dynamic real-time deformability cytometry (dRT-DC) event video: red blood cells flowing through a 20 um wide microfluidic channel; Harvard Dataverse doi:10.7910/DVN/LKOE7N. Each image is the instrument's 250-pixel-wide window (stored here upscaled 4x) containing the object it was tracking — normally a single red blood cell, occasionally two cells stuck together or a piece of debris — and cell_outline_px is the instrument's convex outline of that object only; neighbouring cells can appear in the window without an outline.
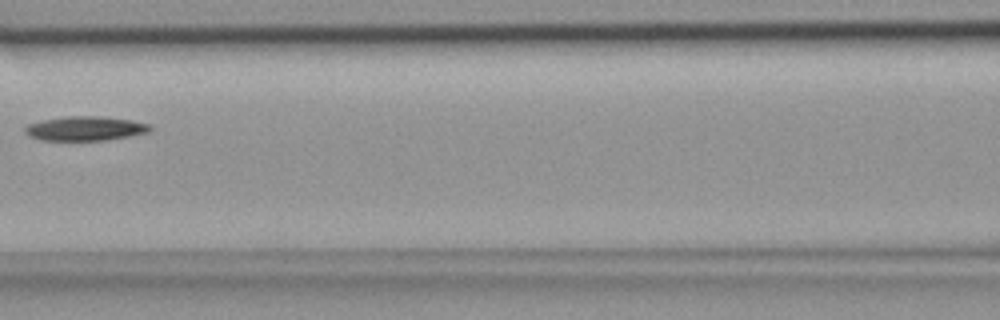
{"species": "common noctule bat (a hibernating species)", "species_latin": "Nyctalus noctula", "temperature_condition": "room temperature", "stored_images_in_passage": 8, "camera_frame_rate_fps": 3000, "um_per_image_px": 0.085, "animal": {"sex": "female", "body_mass_g": 18.4}, "frame": {"image": 1, "passage_image": 8, "time_ms": 2.333, "image_size_px": [1000, 320], "cell_outline_px": [[152, 128], [148, 132], [132, 136], [108, 140], [40, 140], [28, 136], [24, 132], [24, 128], [28, 124], [40, 120], [64, 116], [100, 116], [132, 120], [148, 124]], "centroid_in_image_um": [7.21, 10.92], "position_along_channel_um": 159.4, "area_um2": 17.92}}